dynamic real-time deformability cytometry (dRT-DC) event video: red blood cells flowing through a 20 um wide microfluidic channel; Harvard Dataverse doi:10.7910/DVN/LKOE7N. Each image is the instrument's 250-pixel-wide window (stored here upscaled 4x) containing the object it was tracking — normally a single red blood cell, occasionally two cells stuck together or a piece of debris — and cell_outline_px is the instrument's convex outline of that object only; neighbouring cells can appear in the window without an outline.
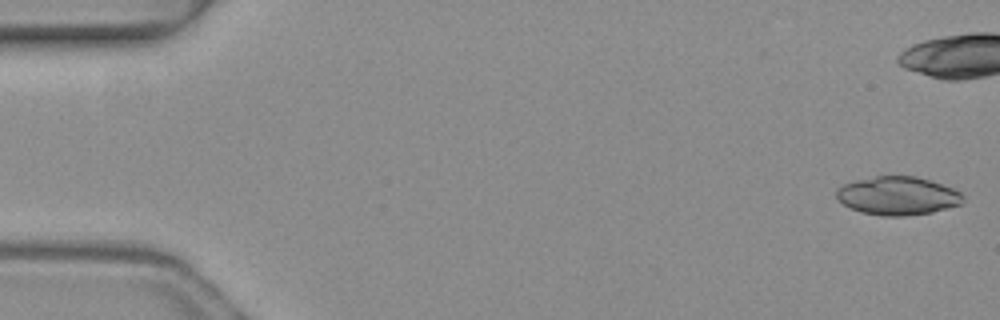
{"species": "common noctule bat (a hibernating species)", "species_latin": "Nyctalus noctula", "temperature_condition": "warm", "stored_images_in_passage": 7, "camera_frame_rate_fps": 3000, "um_per_image_px": 0.085, "animal": {"sex": "female", "body_mass_g": 19.3, "forearm_length_mm": 54.1}, "frame": {"image": 1, "passage_image": 1, "time_ms": 0.0, "image_size_px": [1000, 320], "cell_outline_px": [[964, 200], [960, 204], [932, 212], [904, 216], [880, 216], [860, 212], [844, 204], [836, 196], [836, 188], [844, 184], [856, 180], [876, 176], [916, 176], [952, 188], [960, 192], [964, 196]], "centroid_in_image_um": [76.29, 16.64], "position_along_channel_um": 8.7, "area_um2": 28.15}}
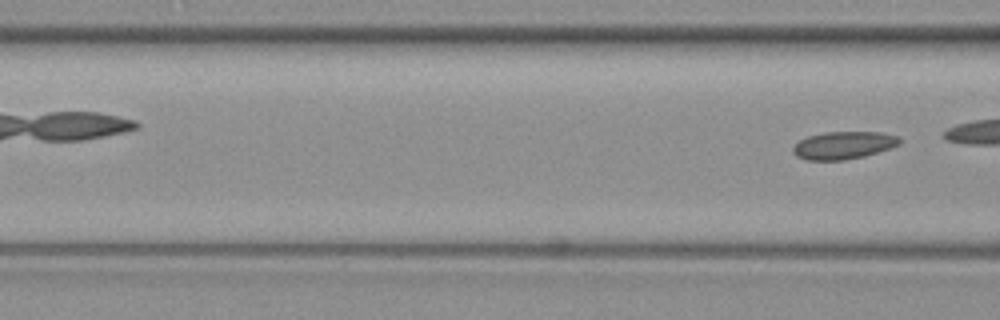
{"frame": {"image": 2, "passage_image": 7, "time_ms": 2.0, "image_size_px": [1000, 320], "cell_outline_px": [[900, 144], [864, 156], [844, 160], [808, 160], [796, 156], [792, 152], [792, 148], [800, 140], [808, 136], [824, 132], [880, 132], [896, 136], [900, 140]], "centroid_in_image_um": [71.65, 12.35], "position_along_channel_um": 94.9, "area_um2": 16.94}}